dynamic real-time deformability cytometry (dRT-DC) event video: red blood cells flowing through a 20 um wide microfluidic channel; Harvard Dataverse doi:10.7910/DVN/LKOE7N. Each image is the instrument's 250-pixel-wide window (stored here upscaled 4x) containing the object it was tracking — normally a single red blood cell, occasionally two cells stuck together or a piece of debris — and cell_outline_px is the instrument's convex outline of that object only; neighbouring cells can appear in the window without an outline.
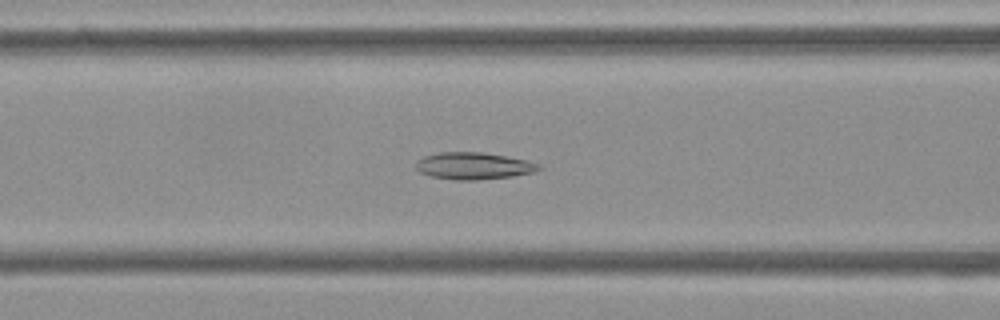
{"species": "Egyptian fruit bat (a non-hibernating species)", "species_latin": "Rousettus aegyptiacus", "temperature_condition": "cold", "stored_images_in_passage": 54, "camera_frame_rate_fps": 3000, "um_per_image_px": 0.085, "frame": {"image": 1, "passage_image": 22, "time_ms": 7.0, "image_size_px": [1000, 320], "cell_outline_px": [[544, 168], [532, 172], [512, 176], [476, 180], [456, 180], [432, 176], [420, 172], [416, 168], [416, 160], [424, 156], [440, 152], [484, 152], [508, 156], [524, 160], [536, 164]], "centroid_in_image_um": [40.22, 14.09], "position_along_channel_um": 126.4, "area_um2": 19.19}}
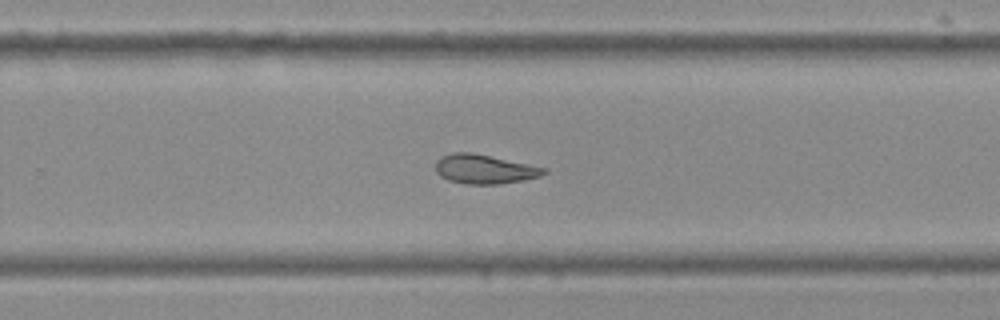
{"frame": {"image": 2, "passage_image": 35, "time_ms": 11.333, "image_size_px": [1000, 320], "cell_outline_px": [[548, 172], [540, 176], [524, 180], [500, 184], [468, 184], [448, 180], [440, 176], [436, 172], [436, 160], [440, 156], [452, 152], [472, 152], [548, 168]], "centroid_in_image_um": [41.18, 14.37], "position_along_channel_um": 288.6, "area_um2": 18.61}}
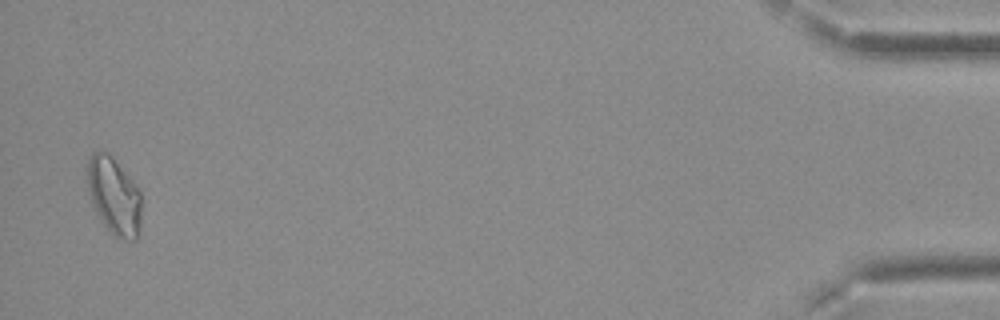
{"frame": {"image": 3, "passage_image": 53, "time_ms": 17.333, "image_size_px": [1000, 320], "cell_outline_px": [[140, 228], [136, 240], [120, 240], [100, 220], [92, 204], [88, 188], [88, 160], [92, 152], [104, 148], [112, 156], [132, 180], [140, 192]], "centroid_in_image_um": [9.69, 16.63], "position_along_channel_um": 425.5, "area_um2": 24.33}, "authors_computed_cell_mechanics": {"area_um2": 20.6057, "velocity_mm_per_s": 3.7509, "shape_relaxation_time_tau1_ms": null, "shape_relaxation_time_tau2_ms": 3.3169, "deformation_change_tau1": null, "deformation_change_tau2": 0.0989}}